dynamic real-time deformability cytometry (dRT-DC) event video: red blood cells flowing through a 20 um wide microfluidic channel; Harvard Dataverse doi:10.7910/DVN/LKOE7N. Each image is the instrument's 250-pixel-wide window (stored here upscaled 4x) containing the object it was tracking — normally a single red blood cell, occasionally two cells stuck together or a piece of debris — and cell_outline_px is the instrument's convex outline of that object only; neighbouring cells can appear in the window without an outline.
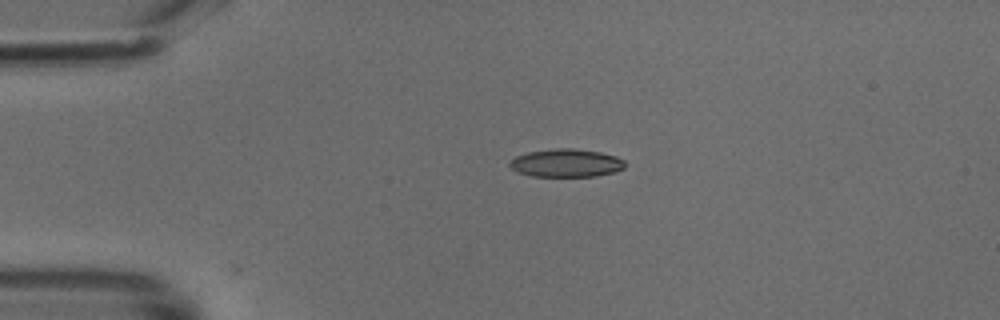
{"species": "common noctule bat (a hibernating species)", "species_latin": "Nyctalus noctula", "temperature_condition": "cold", "stored_images_in_passage": 2, "camera_frame_rate_fps": 3000, "um_per_image_px": 0.085, "animal": {"sex": "male", "body_mass_g": 18.8}, "frame": {"image": 1, "passage_image": 1, "time_ms": 0.0, "image_size_px": [1000, 320], "cell_outline_px": [[624, 168], [616, 172], [596, 176], [532, 176], [520, 172], [512, 168], [508, 164], [516, 156], [528, 152], [556, 148], [572, 148], [600, 152], [616, 156], [624, 160]], "centroid_in_image_um": [48.16, 13.85], "position_along_channel_um": 36.8, "area_um2": 18.73}}